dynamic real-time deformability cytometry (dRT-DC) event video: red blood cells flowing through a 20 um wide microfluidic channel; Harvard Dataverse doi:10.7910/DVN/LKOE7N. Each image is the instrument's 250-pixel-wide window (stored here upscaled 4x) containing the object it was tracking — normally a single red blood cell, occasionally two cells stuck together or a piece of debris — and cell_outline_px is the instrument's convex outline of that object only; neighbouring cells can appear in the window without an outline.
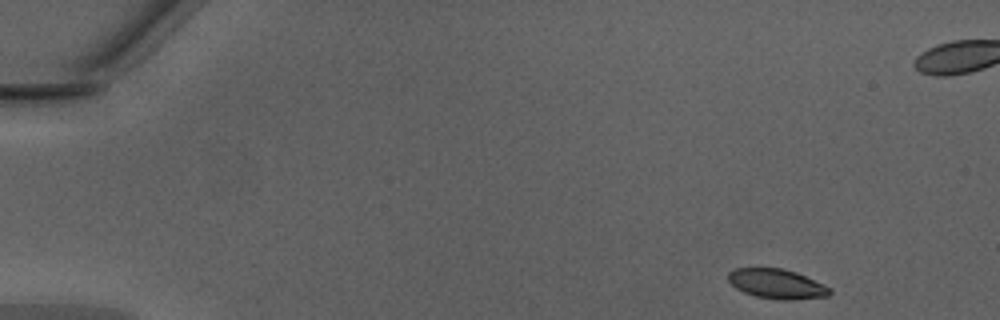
{"species": "Egyptian fruit bat (a non-hibernating species)", "species_latin": "Rousettus aegyptiacus", "temperature_condition": "warm", "stored_images_in_passage": 45, "camera_frame_rate_fps": 3000, "um_per_image_px": 0.085, "animal": {"sex": "male"}, "frame": {"image": 1, "passage_image": 1, "time_ms": 0.0, "image_size_px": [1000, 320], "cell_outline_px": [[832, 292], [828, 296], [788, 300], [780, 300], [756, 296], [744, 292], [736, 288], [728, 280], [728, 272], [732, 268], [784, 268], [796, 272], [832, 288]], "centroid_in_image_um": [66.02, 24.12], "position_along_channel_um": 19.0, "area_um2": 17.57}}
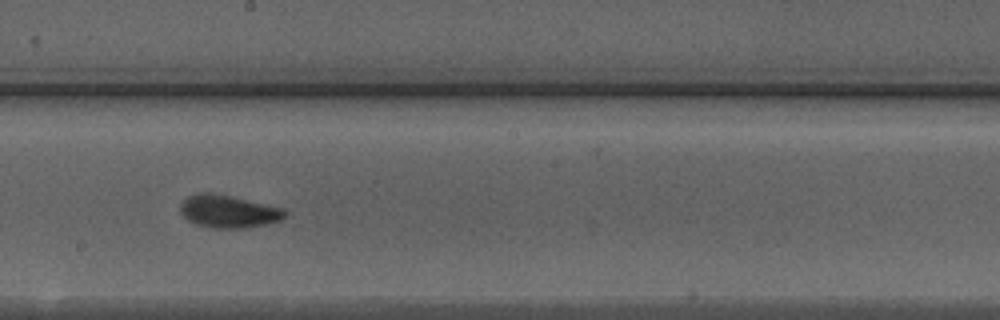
{"frame": {"image": 2, "passage_image": 24, "time_ms": 7.667, "image_size_px": [1000, 320], "cell_outline_px": [[288, 212], [280, 220], [248, 228], [212, 228], [196, 224], [188, 220], [180, 212], [180, 204], [188, 196], [196, 192], [208, 192], [232, 196], [284, 208]], "centroid_in_image_um": [19.4, 17.96], "position_along_channel_um": 228.8, "area_um2": 20.0}}
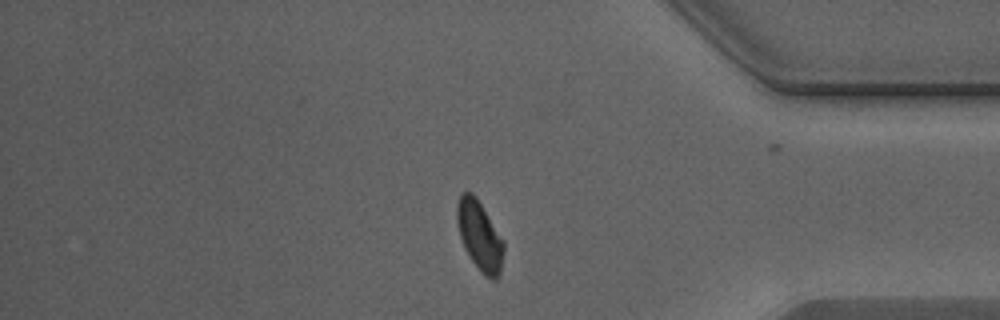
{"frame": {"image": 3, "passage_image": 37, "time_ms": 12.0, "image_size_px": [1000, 320], "cell_outline_px": [[504, 248], [500, 272], [496, 280], [492, 280], [484, 276], [480, 272], [468, 256], [464, 248], [460, 236], [456, 220], [456, 204], [460, 196], [464, 192], [472, 192], [476, 196], [504, 240]], "centroid_in_image_um": [40.76, 20.05], "position_along_channel_um": 394.4, "area_um2": 19.13}, "authors_computed_cell_mechanics": {"area_um2": 19.074, "velocity_mm_per_s": 4.3008, "shape_relaxation_time_tau1_ms": 2.9178, "shape_relaxation_time_tau2_ms": 1.2439, "deformation_change_tau1": 0.1248, "deformation_change_tau2": 0.0543}}